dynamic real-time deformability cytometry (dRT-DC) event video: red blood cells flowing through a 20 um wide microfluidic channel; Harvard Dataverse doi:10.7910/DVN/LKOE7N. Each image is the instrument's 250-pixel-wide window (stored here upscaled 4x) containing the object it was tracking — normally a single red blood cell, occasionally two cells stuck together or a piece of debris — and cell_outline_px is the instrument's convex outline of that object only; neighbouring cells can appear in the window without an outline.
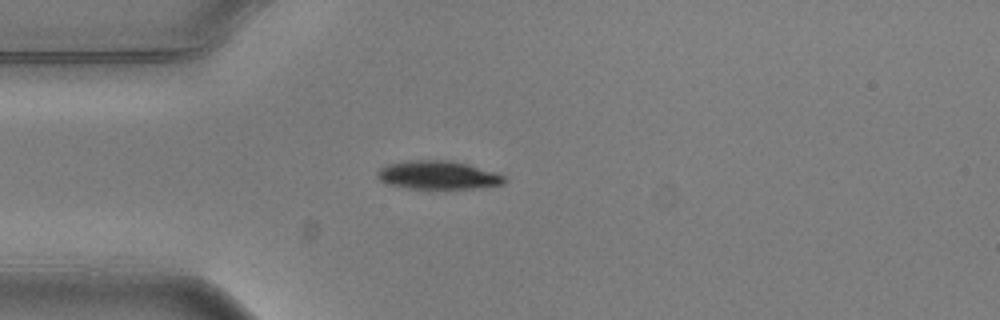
{"species": "common noctule bat (a hibernating species)", "species_latin": "Nyctalus noctula", "temperature_condition": "warm", "stored_images_in_passage": 5, "camera_frame_rate_fps": 3000, "um_per_image_px": 0.085, "animal": {"sex": "male", "body_mass_g": 20.5, "forearm_length_mm": 52.5}, "frame": {"image": 1, "passage_image": 4, "time_ms": 1.0, "image_size_px": [1000, 320], "cell_outline_px": [[504, 184], [472, 188], [408, 188], [392, 184], [380, 180], [376, 176], [376, 172], [380, 168], [388, 164], [408, 160], [452, 160], [468, 164], [496, 172], [504, 176]], "centroid_in_image_um": [37.22, 14.86], "position_along_channel_um": 47.8, "area_um2": 20.81}}